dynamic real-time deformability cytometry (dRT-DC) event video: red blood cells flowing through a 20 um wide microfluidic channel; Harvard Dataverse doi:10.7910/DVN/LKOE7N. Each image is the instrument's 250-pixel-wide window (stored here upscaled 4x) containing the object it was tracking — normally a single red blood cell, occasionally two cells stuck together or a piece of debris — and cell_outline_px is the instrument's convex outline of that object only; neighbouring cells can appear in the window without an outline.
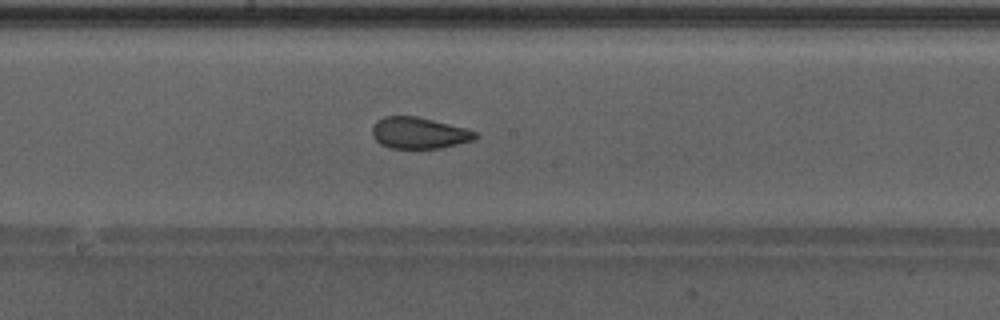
{"species": "Egyptian fruit bat (a non-hibernating species)", "species_latin": "Rousettus aegyptiacus", "temperature_condition": "warm", "stored_images_in_passage": 39, "camera_frame_rate_fps": 3000, "um_per_image_px": 0.085, "animal": {"sex": "male"}, "frame": {"image": 1, "passage_image": 17, "time_ms": 5.333, "image_size_px": [1000, 320], "cell_outline_px": [[480, 136], [476, 140], [440, 148], [388, 148], [380, 144], [372, 136], [372, 128], [376, 120], [384, 116], [416, 116], [468, 128], [476, 132]], "centroid_in_image_um": [35.64, 11.3], "position_along_channel_um": 212.6, "area_um2": 19.13}}
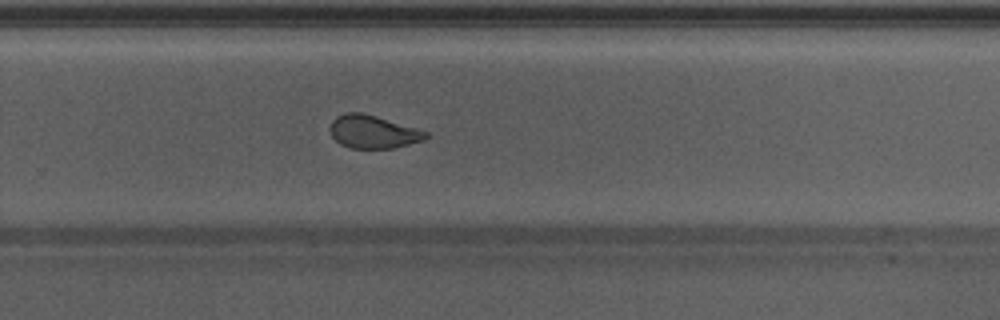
{"frame": {"image": 2, "passage_image": 23, "time_ms": 7.333, "image_size_px": [1000, 320], "cell_outline_px": [[428, 136], [424, 140], [392, 148], [352, 148], [340, 144], [332, 136], [328, 128], [332, 120], [336, 116], [344, 112], [364, 112], [416, 128], [428, 132]], "centroid_in_image_um": [31.67, 11.18], "position_along_channel_um": 298.1, "area_um2": 18.5}, "authors_computed_cell_mechanics": {"area_um2": 20.1144, "velocity_mm_per_s": 4.2917, "shape_relaxation_time_tau1_ms": null, "shape_relaxation_time_tau2_ms": 0.9829, "deformation_change_tau1": null, "deformation_change_tau2": 0.0506}}